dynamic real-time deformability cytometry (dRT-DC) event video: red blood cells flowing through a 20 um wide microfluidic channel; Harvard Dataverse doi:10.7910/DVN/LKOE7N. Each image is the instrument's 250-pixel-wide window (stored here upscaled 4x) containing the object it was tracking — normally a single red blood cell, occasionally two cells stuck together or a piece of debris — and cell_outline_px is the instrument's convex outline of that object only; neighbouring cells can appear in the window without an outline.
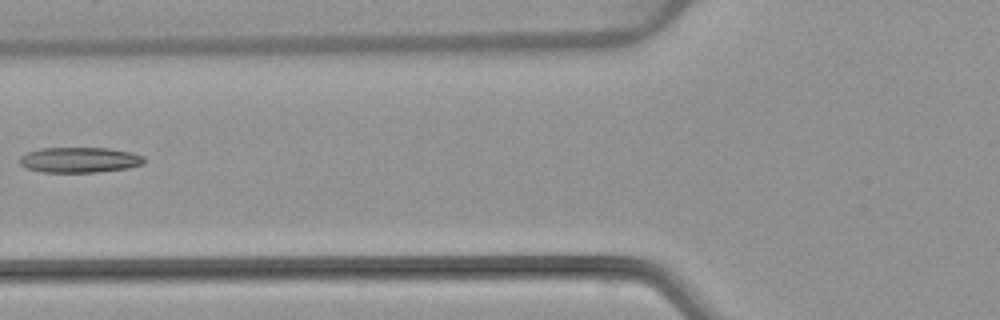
{"species": "common noctule bat (a hibernating species)", "species_latin": "Nyctalus noctula", "temperature_condition": "warm", "stored_images_in_passage": 6, "camera_frame_rate_fps": 3000, "um_per_image_px": 0.085, "animal": {"sex": "female", "body_mass_g": 22.7, "forearm_length_mm": 54.2}, "frame": {"image": 1, "passage_image": 6, "time_ms": 6.333, "image_size_px": [1000, 320], "cell_outline_px": [[144, 164], [128, 168], [96, 172], [40, 172], [28, 168], [20, 164], [20, 156], [28, 152], [40, 148], [108, 148], [128, 152], [144, 156]], "centroid_in_image_um": [6.76, 13.59], "position_along_channel_um": 119.0, "area_um2": 18.32}}